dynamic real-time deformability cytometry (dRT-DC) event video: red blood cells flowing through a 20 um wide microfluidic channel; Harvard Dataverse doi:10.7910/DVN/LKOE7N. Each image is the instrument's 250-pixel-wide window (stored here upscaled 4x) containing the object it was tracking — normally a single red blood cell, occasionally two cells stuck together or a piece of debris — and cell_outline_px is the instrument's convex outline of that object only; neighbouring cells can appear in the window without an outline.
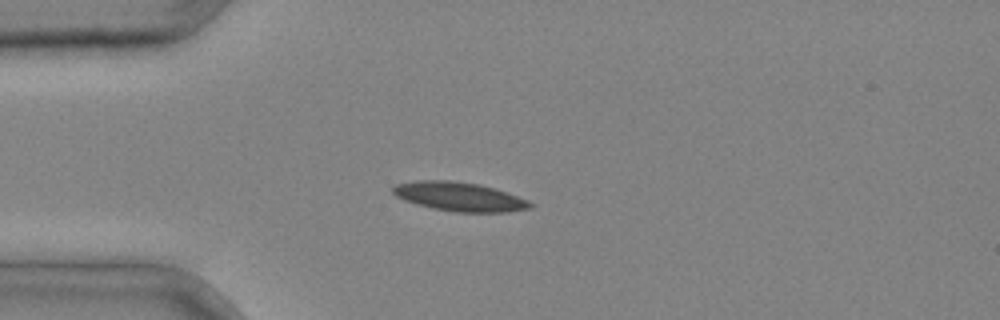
{"species": "common noctule bat (a hibernating species)", "species_latin": "Nyctalus noctula", "temperature_condition": "cold", "stored_images_in_passage": 1, "camera_frame_rate_fps": 3000, "um_per_image_px": 0.085, "animal": {"sex": "male", "body_mass_g": 20.4}, "frame": {"image": 1, "passage_image": 1, "time_ms": 0.0, "image_size_px": [1000, 320], "cell_outline_px": [[536, 204], [532, 208], [508, 212], [456, 212], [432, 208], [416, 204], [404, 200], [396, 196], [392, 192], [392, 188], [396, 184], [416, 180], [448, 180], [480, 184], [528, 200]], "centroid_in_image_um": [39.04, 16.72], "position_along_channel_um": 46.0, "area_um2": 23.18}}